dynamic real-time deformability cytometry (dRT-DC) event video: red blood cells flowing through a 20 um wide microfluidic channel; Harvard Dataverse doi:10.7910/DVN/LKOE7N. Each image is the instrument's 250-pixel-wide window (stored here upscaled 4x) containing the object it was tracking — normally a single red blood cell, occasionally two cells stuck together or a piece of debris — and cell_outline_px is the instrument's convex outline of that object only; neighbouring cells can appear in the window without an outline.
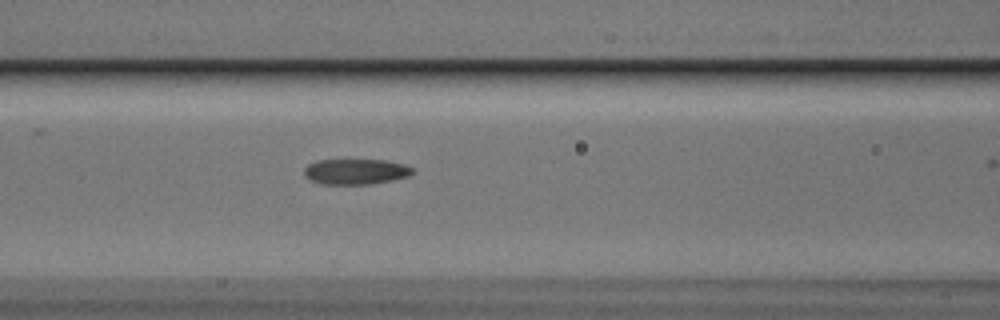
{"species": "Egyptian fruit bat (a non-hibernating species)", "species_latin": "Rousettus aegyptiacus", "temperature_condition": "cold", "stored_images_in_passage": 12, "camera_frame_rate_fps": 3000, "um_per_image_px": 0.085, "animal": {"sex": "male"}, "frame": {"image": 1, "passage_image": 8, "time_ms": 2.333, "image_size_px": [1000, 320], "cell_outline_px": [[412, 172], [408, 176], [368, 184], [320, 184], [304, 176], [304, 168], [308, 164], [316, 160], [384, 160], [404, 164], [412, 168]], "centroid_in_image_um": [30.17, 14.58], "position_along_channel_um": 136.4, "area_um2": 15.9}}
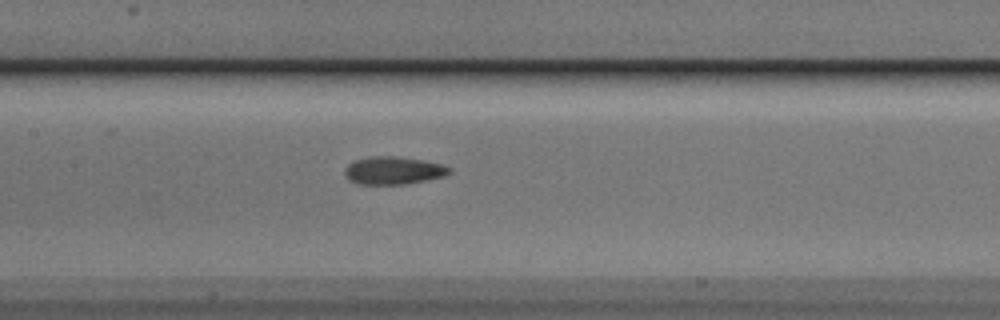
{"frame": {"image": 2, "passage_image": 11, "time_ms": 3.333, "image_size_px": [1000, 320], "cell_outline_px": [[452, 172], [444, 176], [428, 180], [404, 184], [360, 184], [348, 180], [344, 176], [344, 168], [348, 164], [356, 160], [376, 156], [396, 156], [424, 160], [440, 164], [452, 168]], "centroid_in_image_um": [33.44, 14.5], "position_along_channel_um": 174.0, "area_um2": 16.99}}